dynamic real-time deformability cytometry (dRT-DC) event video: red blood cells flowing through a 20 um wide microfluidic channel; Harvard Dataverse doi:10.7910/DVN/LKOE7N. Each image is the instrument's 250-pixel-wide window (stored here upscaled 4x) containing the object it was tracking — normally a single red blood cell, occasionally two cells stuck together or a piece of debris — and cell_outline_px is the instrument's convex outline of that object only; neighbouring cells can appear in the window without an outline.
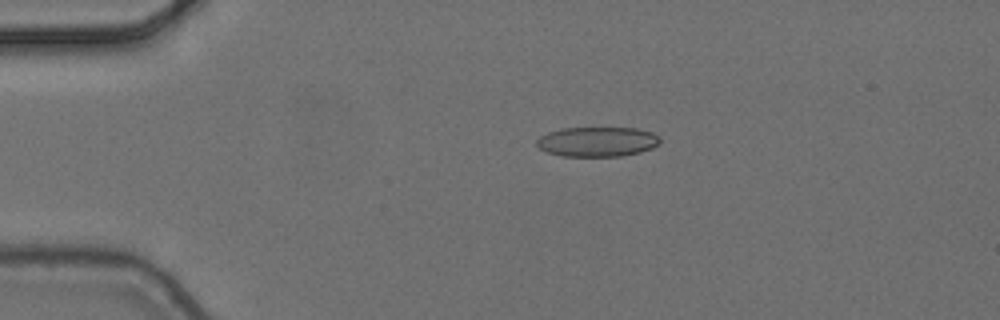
{"species": "common noctule bat (a hibernating species)", "species_latin": "Nyctalus noctula", "temperature_condition": "cold", "stored_images_in_passage": 5, "camera_frame_rate_fps": 3000, "um_per_image_px": 0.085, "animal": {"sex": "female", "body_mass_g": 24.6, "forearm_length_mm": 56.2}, "frame": {"image": 1, "passage_image": 4, "time_ms": 1.0, "image_size_px": [1000, 320], "cell_outline_px": [[660, 144], [652, 148], [640, 152], [620, 156], [560, 156], [548, 152], [540, 148], [536, 144], [536, 140], [540, 136], [548, 132], [564, 128], [636, 128], [652, 132], [660, 136]], "centroid_in_image_um": [50.79, 12.04], "position_along_channel_um": 34.2, "area_um2": 21.44}}